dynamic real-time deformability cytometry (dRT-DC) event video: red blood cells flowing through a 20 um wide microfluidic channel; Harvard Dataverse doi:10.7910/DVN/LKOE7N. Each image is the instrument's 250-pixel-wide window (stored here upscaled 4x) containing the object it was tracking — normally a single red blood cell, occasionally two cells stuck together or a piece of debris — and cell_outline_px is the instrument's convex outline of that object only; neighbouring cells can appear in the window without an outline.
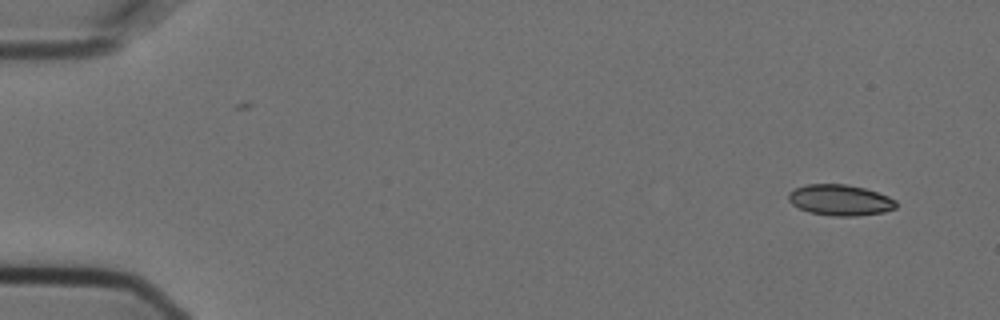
{"species": "Egyptian fruit bat (a non-hibernating species)", "species_latin": "Rousettus aegyptiacus", "temperature_condition": "cold", "stored_images_in_passage": 2, "camera_frame_rate_fps": 3000, "um_per_image_px": 0.085, "animal": {"sex": "female"}, "frame": {"image": 1, "passage_image": 2, "time_ms": 0.333, "image_size_px": [1000, 320], "cell_outline_px": [[896, 208], [884, 212], [856, 216], [832, 216], [808, 212], [792, 204], [788, 200], [788, 192], [804, 184], [844, 184], [864, 188], [888, 196], [896, 200]], "centroid_in_image_um": [71.39, 17.01], "position_along_channel_um": 13.6, "area_um2": 19.42}}